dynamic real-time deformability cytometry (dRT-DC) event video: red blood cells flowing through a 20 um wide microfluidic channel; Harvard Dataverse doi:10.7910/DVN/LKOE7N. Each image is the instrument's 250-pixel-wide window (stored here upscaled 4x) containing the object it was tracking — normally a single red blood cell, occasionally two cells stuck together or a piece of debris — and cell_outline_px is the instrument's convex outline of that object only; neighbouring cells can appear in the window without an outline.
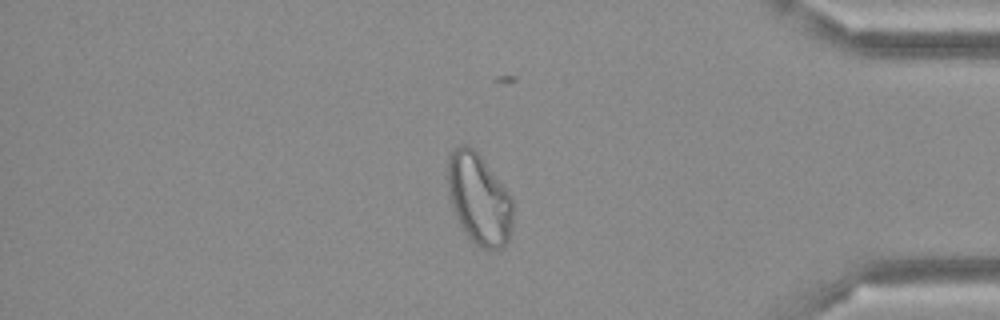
{"species": "Egyptian fruit bat (a non-hibernating species)", "species_latin": "Rousettus aegyptiacus", "temperature_condition": "cold", "stored_images_in_passage": 49, "camera_frame_rate_fps": 3000, "um_per_image_px": 0.085, "frame": {"image": 1, "passage_image": 42, "time_ms": 13.667, "image_size_px": [1000, 320], "cell_outline_px": [[512, 228], [508, 240], [500, 248], [484, 248], [476, 244], [464, 232], [452, 208], [448, 196], [448, 156], [452, 148], [460, 144], [464, 144], [472, 148], [480, 156], [512, 196]], "centroid_in_image_um": [40.69, 16.89], "position_along_channel_um": 394.5, "area_um2": 34.39}}